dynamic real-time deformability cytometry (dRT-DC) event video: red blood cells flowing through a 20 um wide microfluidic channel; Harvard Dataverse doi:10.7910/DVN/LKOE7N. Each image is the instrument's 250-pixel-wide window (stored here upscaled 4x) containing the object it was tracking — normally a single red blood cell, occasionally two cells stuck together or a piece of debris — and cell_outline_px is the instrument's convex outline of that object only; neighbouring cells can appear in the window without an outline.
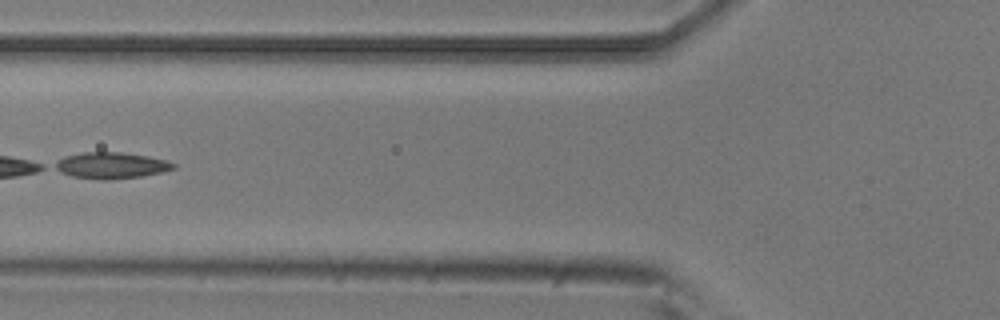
{"species": "common noctule bat (a hibernating species)", "species_latin": "Nyctalus noctula", "temperature_condition": "room temperature", "stored_images_in_passage": 4, "camera_frame_rate_fps": 3000, "um_per_image_px": 0.085, "animal": {"sex": "male", "body_mass_g": 20.5, "forearm_length_mm": 52.5}, "frame": {"image": 1, "passage_image": 4, "time_ms": 1.0, "image_size_px": [1000, 320], "cell_outline_px": [[176, 168], [160, 172], [140, 176], [108, 180], [104, 180], [72, 176], [60, 172], [52, 168], [52, 164], [64, 156], [84, 152], [120, 152], [148, 156], [168, 160], [176, 164]], "centroid_in_image_um": [9.41, 14.05], "position_along_channel_um": 116.4, "area_um2": 18.21}}